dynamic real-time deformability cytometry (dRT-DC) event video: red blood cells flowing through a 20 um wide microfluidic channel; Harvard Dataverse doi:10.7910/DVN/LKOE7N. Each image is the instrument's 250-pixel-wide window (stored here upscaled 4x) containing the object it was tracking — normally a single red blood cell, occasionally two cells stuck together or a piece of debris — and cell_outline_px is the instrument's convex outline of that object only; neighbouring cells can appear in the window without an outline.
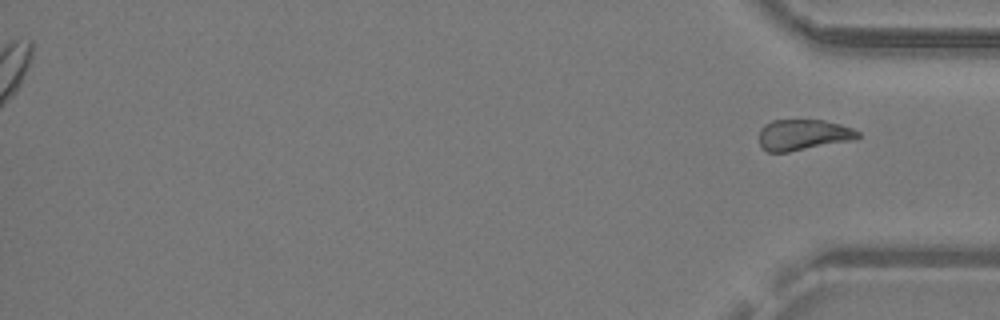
{"species": "common noctule bat (a hibernating species)", "species_latin": "Nyctalus noctula", "temperature_condition": "warm", "stored_images_in_passage": 27, "camera_frame_rate_fps": 3000, "um_per_image_px": 0.085, "animal": {"sex": "male", "body_mass_g": 19.2, "forearm_length_mm": 51.8}, "frame": {"image": 1, "passage_image": 27, "time_ms": 8.667, "image_size_px": [1000, 320], "cell_outline_px": [[860, 136], [852, 140], [788, 152], [768, 152], [760, 148], [760, 128], [764, 124], [772, 120], [824, 120], [840, 124], [852, 128], [860, 132]], "centroid_in_image_um": [68.24, 11.46], "position_along_channel_um": 367.0, "area_um2": 17.8}}